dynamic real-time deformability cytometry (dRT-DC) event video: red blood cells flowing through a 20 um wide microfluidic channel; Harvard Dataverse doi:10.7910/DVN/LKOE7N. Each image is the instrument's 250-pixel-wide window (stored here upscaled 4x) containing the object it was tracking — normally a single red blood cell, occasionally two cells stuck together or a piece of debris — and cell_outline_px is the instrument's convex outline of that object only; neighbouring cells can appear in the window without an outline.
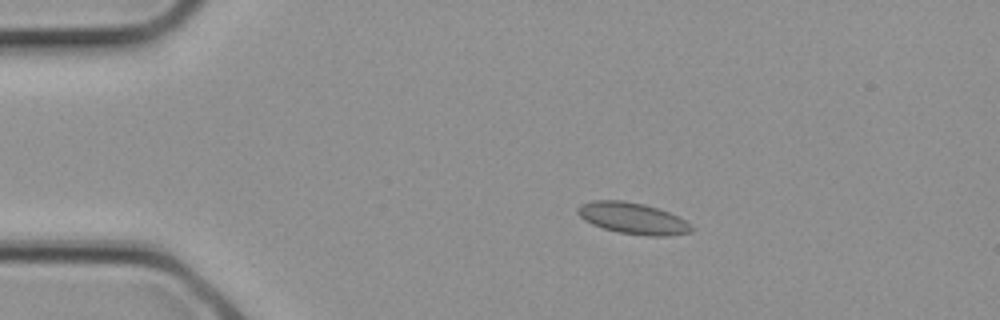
{"species": "common noctule bat (a hibernating species)", "species_latin": "Nyctalus noctula", "temperature_condition": "cold", "stored_images_in_passage": 3, "camera_frame_rate_fps": 3000, "um_per_image_px": 0.085, "animal": {"sex": "female", "body_mass_g": 21.9}, "frame": {"image": 1, "passage_image": 2, "time_ms": 0.333, "image_size_px": [1000, 320], "cell_outline_px": [[692, 232], [668, 236], [648, 236], [620, 232], [604, 228], [592, 224], [584, 220], [576, 212], [576, 208], [580, 204], [592, 200], [624, 200], [644, 204], [668, 212], [684, 220], [692, 228]], "centroid_in_image_um": [53.73, 18.54], "position_along_channel_um": 31.3, "area_um2": 20.63}}
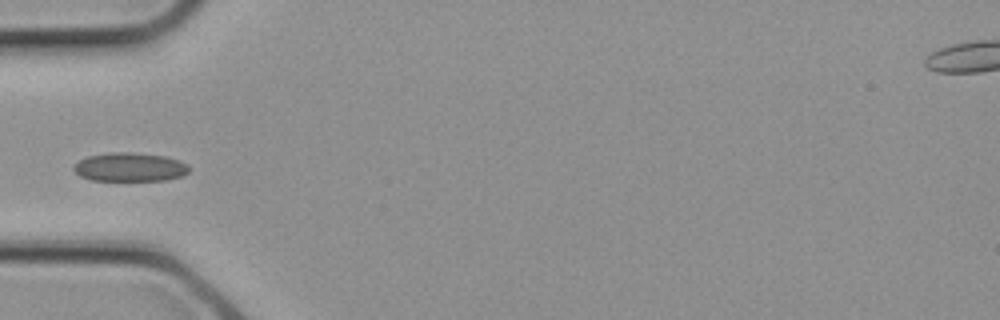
{"frame": {"image": 2, "passage_image": 3, "time_ms": 0.667, "image_size_px": [1000, 320], "cell_outline_px": [[188, 172], [184, 176], [168, 180], [92, 180], [80, 176], [72, 168], [72, 164], [88, 156], [108, 152], [132, 152], [164, 156], [180, 160], [188, 168]], "centroid_in_image_um": [11.01, 14.2], "position_along_channel_um": 74.0, "area_um2": 19.36}}